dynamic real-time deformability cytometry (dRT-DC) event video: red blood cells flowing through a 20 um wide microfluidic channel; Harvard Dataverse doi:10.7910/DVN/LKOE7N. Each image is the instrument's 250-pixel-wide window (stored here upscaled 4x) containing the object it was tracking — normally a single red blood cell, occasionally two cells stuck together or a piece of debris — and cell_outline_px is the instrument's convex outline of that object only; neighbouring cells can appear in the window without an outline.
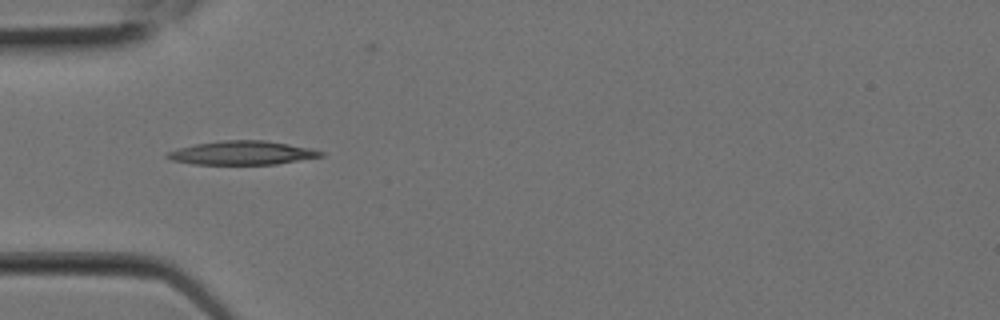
{"species": "Egyptian fruit bat (a non-hibernating species)", "species_latin": "Rousettus aegyptiacus", "temperature_condition": "room temperature", "stored_images_in_passage": 7, "camera_frame_rate_fps": 3000, "um_per_image_px": 0.085, "animal": {"sex": "female"}, "frame": {"image": 1, "passage_image": 6, "time_ms": 1.667, "image_size_px": [1000, 320], "cell_outline_px": [[324, 156], [276, 164], [192, 164], [172, 160], [164, 156], [168, 152], [180, 148], [196, 144], [224, 140], [264, 140], [312, 148], [324, 152]], "centroid_in_image_um": [20.61, 12.99], "position_along_channel_um": 64.4, "area_um2": 21.1}}
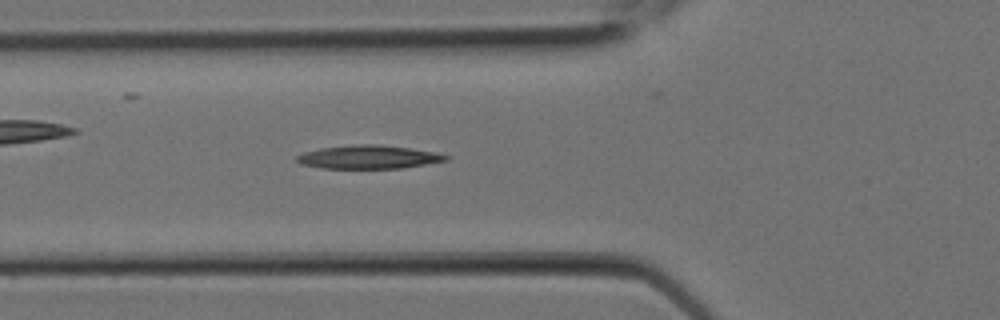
{"frame": {"image": 2, "passage_image": 7, "time_ms": 2.0, "image_size_px": [1000, 320], "cell_outline_px": [[452, 156], [448, 160], [404, 168], [320, 168], [300, 164], [296, 160], [296, 156], [304, 152], [320, 148], [360, 144], [376, 144], [408, 148], [436, 152]], "centroid_in_image_um": [31.34, 13.35], "position_along_channel_um": 94.5, "area_um2": 20.35}}